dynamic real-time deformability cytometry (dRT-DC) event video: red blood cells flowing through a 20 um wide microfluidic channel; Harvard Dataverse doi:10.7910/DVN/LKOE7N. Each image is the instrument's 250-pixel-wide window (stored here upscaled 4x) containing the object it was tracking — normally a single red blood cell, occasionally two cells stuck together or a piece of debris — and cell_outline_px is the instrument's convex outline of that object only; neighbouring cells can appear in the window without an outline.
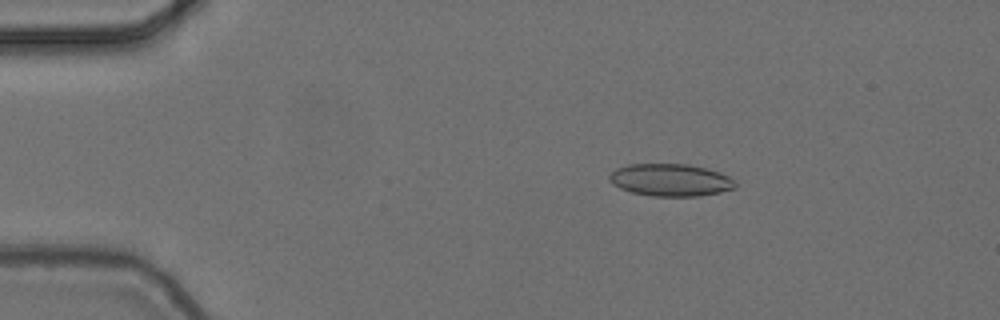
{"species": "common noctule bat (a hibernating species)", "species_latin": "Nyctalus noctula", "temperature_condition": "cold", "stored_images_in_passage": 56, "camera_frame_rate_fps": 3000, "um_per_image_px": 0.085, "animal": {"sex": "female", "body_mass_g": 24.6, "forearm_length_mm": 56.2}, "frame": {"image": 1, "passage_image": 10, "time_ms": 3.0, "image_size_px": [1000, 320], "cell_outline_px": [[736, 188], [720, 192], [700, 196], [652, 196], [632, 192], [620, 188], [612, 184], [608, 180], [608, 176], [616, 168], [628, 164], [688, 164], [720, 172], [728, 176], [736, 184]], "centroid_in_image_um": [56.97, 15.3], "position_along_channel_um": 28.0, "area_um2": 23.76}}
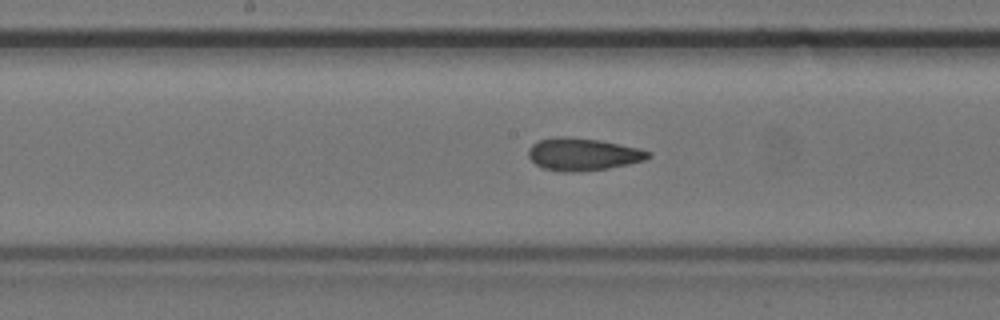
{"frame": {"image": 2, "passage_image": 29, "time_ms": 9.333, "image_size_px": [1000, 320], "cell_outline_px": [[652, 156], [644, 160], [628, 164], [608, 168], [580, 172], [564, 172], [544, 168], [536, 164], [528, 156], [528, 148], [532, 144], [540, 140], [556, 136], [568, 136], [600, 140], [640, 148], [652, 152]], "centroid_in_image_um": [49.56, 13.1], "position_along_channel_um": 198.6, "area_um2": 22.83}}
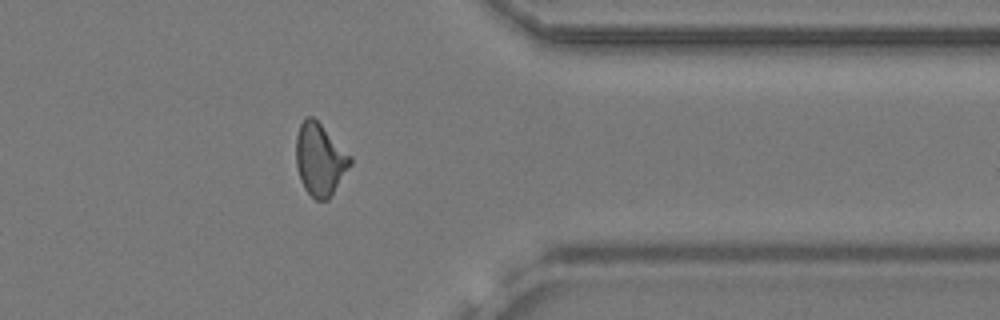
{"frame": {"image": 3, "passage_image": 45, "time_ms": 14.667, "image_size_px": [1000, 320], "cell_outline_px": [[352, 164], [328, 200], [316, 200], [304, 188], [300, 180], [296, 164], [296, 136], [300, 124], [304, 116], [312, 116], [352, 156]], "centroid_in_image_um": [27.19, 13.55], "position_along_channel_um": 384.2, "area_um2": 22.77}, "authors_computed_cell_mechanics": {"area_um2": 22.542, "velocity_mm_per_s": 3.7077, "shape_relaxation_time_tau1_ms": 11.0926, "shape_relaxation_time_tau2_ms": 3.0113, "deformation_change_tau1": 0.2334, "deformation_change_tau2": 0.0963}}